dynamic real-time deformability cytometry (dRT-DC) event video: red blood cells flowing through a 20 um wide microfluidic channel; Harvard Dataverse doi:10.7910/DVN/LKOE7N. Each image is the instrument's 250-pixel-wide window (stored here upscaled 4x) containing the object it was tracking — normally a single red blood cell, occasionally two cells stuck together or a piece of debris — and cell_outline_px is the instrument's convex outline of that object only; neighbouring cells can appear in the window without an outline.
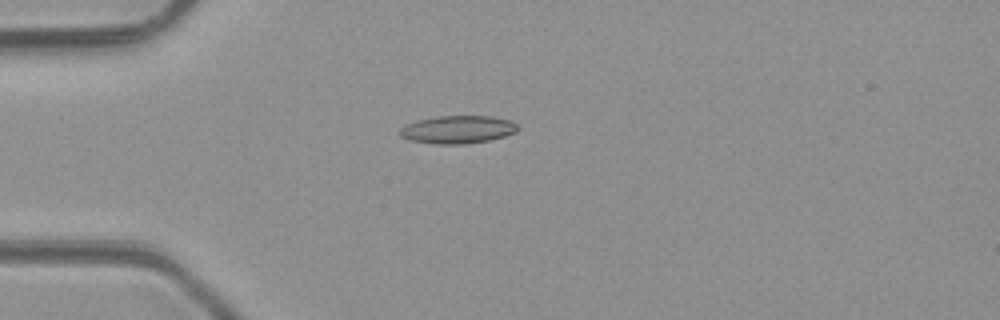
{"species": "common noctule bat (a hibernating species)", "species_latin": "Nyctalus noctula", "temperature_condition": "room temperature", "stored_images_in_passage": 5, "camera_frame_rate_fps": 3000, "um_per_image_px": 0.085, "animal": {"sex": "male", "body_mass_g": 23.1, "forearm_length_mm": 52.7}, "frame": {"image": 1, "passage_image": 3, "time_ms": 2.667, "image_size_px": [1000, 320], "cell_outline_px": [[520, 128], [516, 132], [504, 136], [488, 140], [464, 144], [440, 144], [412, 140], [400, 136], [396, 132], [400, 128], [416, 120], [436, 116], [492, 116], [512, 120]], "centroid_in_image_um": [38.91, 11.0], "position_along_channel_um": 46.1, "area_um2": 19.19}}
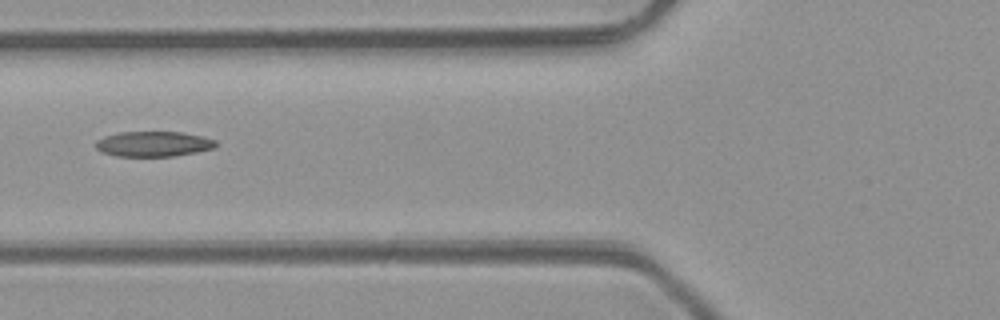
{"frame": {"image": 2, "passage_image": 5, "time_ms": 4.667, "image_size_px": [1000, 320], "cell_outline_px": [[216, 148], [196, 152], [172, 156], [116, 156], [100, 152], [96, 148], [96, 140], [104, 136], [120, 132], [180, 132], [200, 136], [216, 140]], "centroid_in_image_um": [13.02, 12.24], "position_along_channel_um": 112.8, "area_um2": 17.63}}